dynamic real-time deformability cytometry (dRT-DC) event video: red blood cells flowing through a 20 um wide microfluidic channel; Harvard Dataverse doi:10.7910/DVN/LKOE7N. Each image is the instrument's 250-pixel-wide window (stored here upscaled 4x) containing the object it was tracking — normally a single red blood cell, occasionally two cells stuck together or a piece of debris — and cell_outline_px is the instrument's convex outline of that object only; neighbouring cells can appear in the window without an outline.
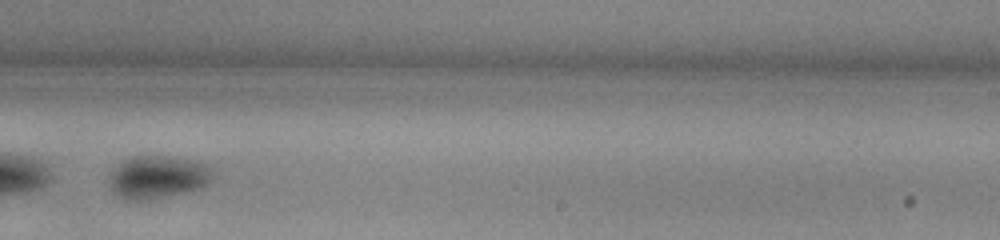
{"species": "common noctule bat (a hibernating species)", "species_latin": "Nyctalus noctula", "temperature_condition": "warm", "stored_images_in_passage": 51, "camera_frame_rate_fps": 3000, "um_per_image_px": 0.085, "animal": {"sex": "male", "body_mass_g": 13.0, "forearm_length_mm": 53.1}, "frame": {"image": 1, "passage_image": 32, "time_ms": 10.333, "image_size_px": [1000, 240], "cell_outline_px": [[212, 180], [204, 188], [148, 200], [124, 200], [112, 192], [108, 176], [116, 164], [132, 156], [172, 156], [204, 164], [212, 168]], "centroid_in_image_um": [13.37, 15.06], "position_along_channel_um": 275.6, "area_um2": 26.13}}
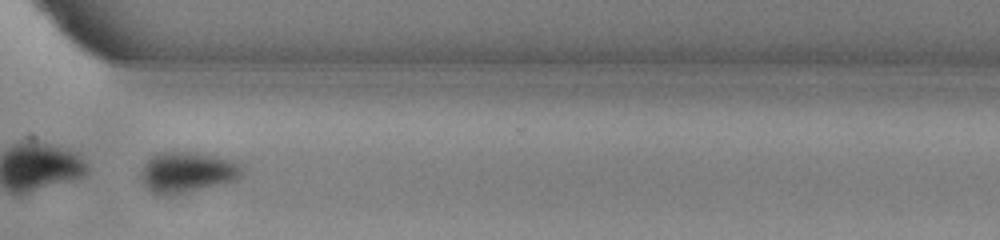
{"frame": {"image": 2, "passage_image": 38, "time_ms": 12.333, "image_size_px": [1000, 240], "cell_outline_px": [[244, 168], [240, 176], [236, 180], [172, 196], [164, 196], [152, 192], [140, 180], [140, 172], [144, 164], [156, 152], [204, 152], [236, 160]], "centroid_in_image_um": [15.93, 14.62], "position_along_channel_um": 354.7, "area_um2": 24.51}}